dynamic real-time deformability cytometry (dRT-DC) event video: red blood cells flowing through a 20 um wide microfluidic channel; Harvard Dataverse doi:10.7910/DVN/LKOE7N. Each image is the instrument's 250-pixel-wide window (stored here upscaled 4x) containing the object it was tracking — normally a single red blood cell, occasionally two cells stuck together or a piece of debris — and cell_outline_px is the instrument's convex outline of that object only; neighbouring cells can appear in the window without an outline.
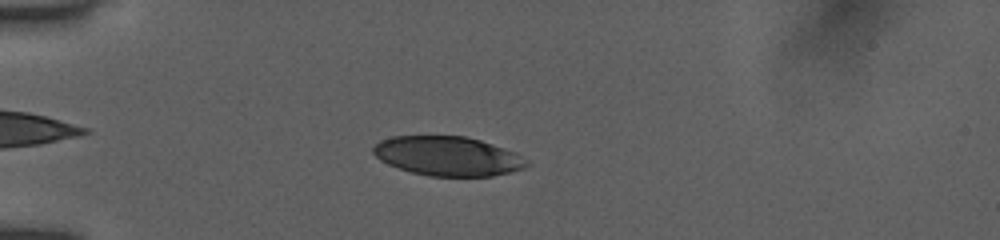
{"species": "human", "species_latin": "Homo sapiens", "temperature_condition": "room temperature", "stored_images_in_passage": 46, "camera_frame_rate_fps": 3000, "um_per_image_px": 0.085, "donor": {"sex": "female"}, "frame": {"image": 1, "passage_image": 8, "time_ms": 2.333, "image_size_px": [1000, 240], "cell_outline_px": [[528, 164], [524, 168], [492, 176], [428, 176], [412, 172], [388, 164], [380, 160], [372, 152], [372, 148], [380, 140], [392, 136], [464, 136], [480, 140], [516, 152], [528, 160]], "centroid_in_image_um": [38.05, 13.26], "position_along_channel_um": 46.9, "area_um2": 35.08}}
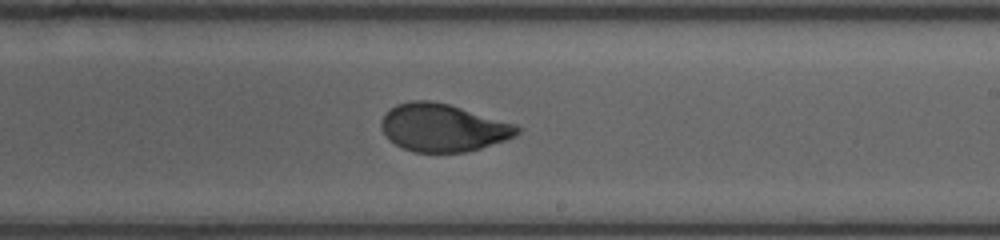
{"frame": {"image": 2, "passage_image": 26, "time_ms": 8.333, "image_size_px": [1000, 240], "cell_outline_px": [[520, 132], [516, 136], [480, 148], [464, 152], [412, 152], [396, 144], [380, 128], [380, 124], [384, 116], [396, 104], [412, 100], [428, 100], [448, 104], [516, 124], [520, 128]], "centroid_in_image_um": [37.67, 10.85], "position_along_channel_um": 251.3, "area_um2": 37.34}}
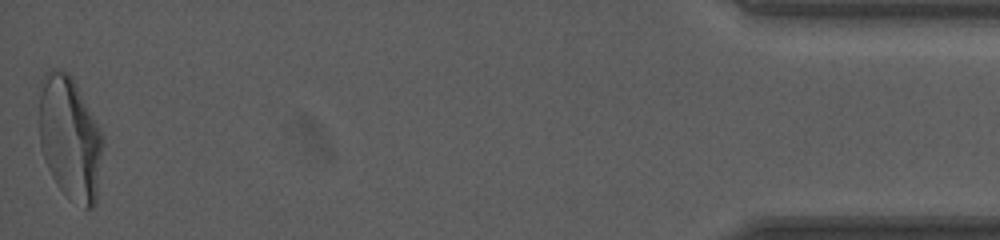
{"frame": {"image": 3, "passage_image": 46, "time_ms": 15.0, "image_size_px": [1000, 240], "cell_outline_px": [[104, 144], [96, 204], [92, 208], [84, 208], [64, 192], [60, 188], [52, 176], [44, 160], [40, 144], [40, 80], [44, 72], [48, 68], [56, 68], [68, 72], [72, 76], [100, 128], [104, 136]], "centroid_in_image_um": [5.96, 11.69], "position_along_channel_um": 429.2, "area_um2": 46.24}, "authors_computed_cell_mechanics": {"area_um2": 38.437, "velocity_mm_per_s": 3.9011, "shape_relaxation_time_tau1_ms": 4.3378, "shape_relaxation_time_tau2_ms": 0.8496, "deformation_change_tau1": 0.2022, "deformation_change_tau2": 0.0577}}